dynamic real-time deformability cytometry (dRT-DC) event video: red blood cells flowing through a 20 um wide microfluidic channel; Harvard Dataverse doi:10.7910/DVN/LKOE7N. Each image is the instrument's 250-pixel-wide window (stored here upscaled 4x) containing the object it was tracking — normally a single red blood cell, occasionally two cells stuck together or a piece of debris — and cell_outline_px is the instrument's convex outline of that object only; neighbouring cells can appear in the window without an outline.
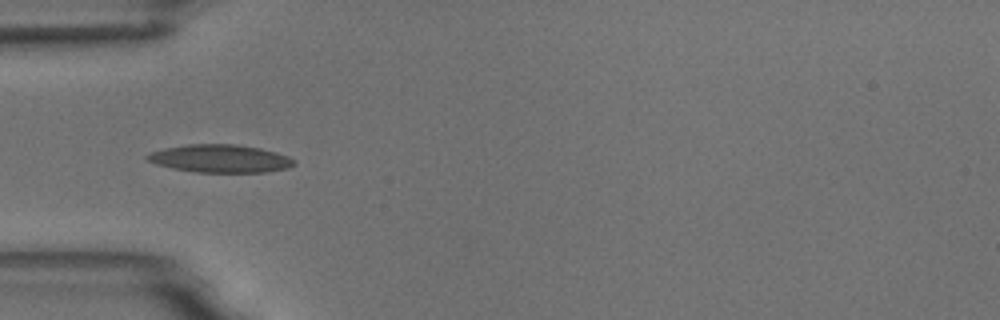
{"species": "common noctule bat (a hibernating species)", "species_latin": "Nyctalus noctula", "temperature_condition": "room temperature", "stored_images_in_passage": 3, "camera_frame_rate_fps": 3000, "um_per_image_px": 0.085, "animal": {"sex": "male", "body_mass_g": 18.8}, "frame": {"image": 1, "passage_image": 1, "time_ms": 0.0, "image_size_px": [1000, 320], "cell_outline_px": [[296, 164], [288, 168], [268, 172], [196, 172], [172, 168], [156, 164], [148, 160], [144, 156], [152, 152], [164, 148], [188, 144], [236, 144], [260, 148], [276, 152], [288, 156], [296, 160]], "centroid_in_image_um": [18.75, 13.48], "position_along_channel_um": 66.3, "area_um2": 23.93}}